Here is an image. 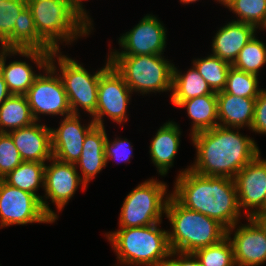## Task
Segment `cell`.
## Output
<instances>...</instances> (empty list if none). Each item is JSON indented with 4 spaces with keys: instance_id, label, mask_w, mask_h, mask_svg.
<instances>
[{
    "instance_id": "obj_14",
    "label": "cell",
    "mask_w": 266,
    "mask_h": 266,
    "mask_svg": "<svg viewBox=\"0 0 266 266\" xmlns=\"http://www.w3.org/2000/svg\"><path fill=\"white\" fill-rule=\"evenodd\" d=\"M52 52L43 50H8L2 48L0 51V70L9 92L14 95H25L33 85L38 74L35 75L33 70H31V66L26 62L13 61L9 65H6L7 55L21 54L22 56L31 58L40 69H45L49 64V58Z\"/></svg>"
},
{
    "instance_id": "obj_23",
    "label": "cell",
    "mask_w": 266,
    "mask_h": 266,
    "mask_svg": "<svg viewBox=\"0 0 266 266\" xmlns=\"http://www.w3.org/2000/svg\"><path fill=\"white\" fill-rule=\"evenodd\" d=\"M45 166L44 162L23 161L2 179L13 187L34 194L41 201L43 210L46 214L55 221L57 219V215L49 208L47 201H44L42 197L36 195L35 192L41 182L42 186H44Z\"/></svg>"
},
{
    "instance_id": "obj_25",
    "label": "cell",
    "mask_w": 266,
    "mask_h": 266,
    "mask_svg": "<svg viewBox=\"0 0 266 266\" xmlns=\"http://www.w3.org/2000/svg\"><path fill=\"white\" fill-rule=\"evenodd\" d=\"M204 95H217V93L211 90L195 66L184 75L173 67L171 102L174 105L177 106L182 101Z\"/></svg>"
},
{
    "instance_id": "obj_15",
    "label": "cell",
    "mask_w": 266,
    "mask_h": 266,
    "mask_svg": "<svg viewBox=\"0 0 266 266\" xmlns=\"http://www.w3.org/2000/svg\"><path fill=\"white\" fill-rule=\"evenodd\" d=\"M79 115L65 116L60 127L51 129L53 157L59 161L76 164L79 160L86 135L96 126L92 120L82 127Z\"/></svg>"
},
{
    "instance_id": "obj_2",
    "label": "cell",
    "mask_w": 266,
    "mask_h": 266,
    "mask_svg": "<svg viewBox=\"0 0 266 266\" xmlns=\"http://www.w3.org/2000/svg\"><path fill=\"white\" fill-rule=\"evenodd\" d=\"M191 137L197 150V159L190 169L202 176L234 178L260 154L257 144L250 137L219 125Z\"/></svg>"
},
{
    "instance_id": "obj_1",
    "label": "cell",
    "mask_w": 266,
    "mask_h": 266,
    "mask_svg": "<svg viewBox=\"0 0 266 266\" xmlns=\"http://www.w3.org/2000/svg\"><path fill=\"white\" fill-rule=\"evenodd\" d=\"M171 194L182 206L222 224L230 235L241 214L236 185L226 176H202L190 168L180 172Z\"/></svg>"
},
{
    "instance_id": "obj_42",
    "label": "cell",
    "mask_w": 266,
    "mask_h": 266,
    "mask_svg": "<svg viewBox=\"0 0 266 266\" xmlns=\"http://www.w3.org/2000/svg\"><path fill=\"white\" fill-rule=\"evenodd\" d=\"M264 213H266V194H265V197H264Z\"/></svg>"
},
{
    "instance_id": "obj_36",
    "label": "cell",
    "mask_w": 266,
    "mask_h": 266,
    "mask_svg": "<svg viewBox=\"0 0 266 266\" xmlns=\"http://www.w3.org/2000/svg\"><path fill=\"white\" fill-rule=\"evenodd\" d=\"M251 130L266 134V90H262L255 100Z\"/></svg>"
},
{
    "instance_id": "obj_12",
    "label": "cell",
    "mask_w": 266,
    "mask_h": 266,
    "mask_svg": "<svg viewBox=\"0 0 266 266\" xmlns=\"http://www.w3.org/2000/svg\"><path fill=\"white\" fill-rule=\"evenodd\" d=\"M119 43L124 51L110 55H161L166 46V31L154 15H146L130 32L121 36Z\"/></svg>"
},
{
    "instance_id": "obj_13",
    "label": "cell",
    "mask_w": 266,
    "mask_h": 266,
    "mask_svg": "<svg viewBox=\"0 0 266 266\" xmlns=\"http://www.w3.org/2000/svg\"><path fill=\"white\" fill-rule=\"evenodd\" d=\"M238 195L239 207L249 208L247 217L256 213H264V197L266 194V160L260 154L244 166L233 178ZM256 208V210L254 209Z\"/></svg>"
},
{
    "instance_id": "obj_24",
    "label": "cell",
    "mask_w": 266,
    "mask_h": 266,
    "mask_svg": "<svg viewBox=\"0 0 266 266\" xmlns=\"http://www.w3.org/2000/svg\"><path fill=\"white\" fill-rule=\"evenodd\" d=\"M178 107H187V114L193 120L191 135L218 126L217 95H204L180 102Z\"/></svg>"
},
{
    "instance_id": "obj_34",
    "label": "cell",
    "mask_w": 266,
    "mask_h": 266,
    "mask_svg": "<svg viewBox=\"0 0 266 266\" xmlns=\"http://www.w3.org/2000/svg\"><path fill=\"white\" fill-rule=\"evenodd\" d=\"M23 162L8 133H0V179Z\"/></svg>"
},
{
    "instance_id": "obj_21",
    "label": "cell",
    "mask_w": 266,
    "mask_h": 266,
    "mask_svg": "<svg viewBox=\"0 0 266 266\" xmlns=\"http://www.w3.org/2000/svg\"><path fill=\"white\" fill-rule=\"evenodd\" d=\"M104 126H95L85 137L83 149L76 165H80L82 181L87 183L106 166L105 142L107 134Z\"/></svg>"
},
{
    "instance_id": "obj_7",
    "label": "cell",
    "mask_w": 266,
    "mask_h": 266,
    "mask_svg": "<svg viewBox=\"0 0 266 266\" xmlns=\"http://www.w3.org/2000/svg\"><path fill=\"white\" fill-rule=\"evenodd\" d=\"M166 188L165 183L151 179L133 189L124 199L119 219L120 228L161 223L162 213H165L170 197L168 195L163 199Z\"/></svg>"
},
{
    "instance_id": "obj_16",
    "label": "cell",
    "mask_w": 266,
    "mask_h": 266,
    "mask_svg": "<svg viewBox=\"0 0 266 266\" xmlns=\"http://www.w3.org/2000/svg\"><path fill=\"white\" fill-rule=\"evenodd\" d=\"M53 162L45 166L44 189L48 198L61 210L74 195L80 184L86 188L79 176L76 165L52 158Z\"/></svg>"
},
{
    "instance_id": "obj_3",
    "label": "cell",
    "mask_w": 266,
    "mask_h": 266,
    "mask_svg": "<svg viewBox=\"0 0 266 266\" xmlns=\"http://www.w3.org/2000/svg\"><path fill=\"white\" fill-rule=\"evenodd\" d=\"M165 214L172 225L168 234L171 251L194 253L216 244L227 236V229L218 221L182 206L171 194Z\"/></svg>"
},
{
    "instance_id": "obj_39",
    "label": "cell",
    "mask_w": 266,
    "mask_h": 266,
    "mask_svg": "<svg viewBox=\"0 0 266 266\" xmlns=\"http://www.w3.org/2000/svg\"><path fill=\"white\" fill-rule=\"evenodd\" d=\"M252 218L259 224L266 235V213H256Z\"/></svg>"
},
{
    "instance_id": "obj_5",
    "label": "cell",
    "mask_w": 266,
    "mask_h": 266,
    "mask_svg": "<svg viewBox=\"0 0 266 266\" xmlns=\"http://www.w3.org/2000/svg\"><path fill=\"white\" fill-rule=\"evenodd\" d=\"M159 223L143 227L120 228L109 233L117 258L121 263L132 265L164 266L171 249L168 232L157 228Z\"/></svg>"
},
{
    "instance_id": "obj_33",
    "label": "cell",
    "mask_w": 266,
    "mask_h": 266,
    "mask_svg": "<svg viewBox=\"0 0 266 266\" xmlns=\"http://www.w3.org/2000/svg\"><path fill=\"white\" fill-rule=\"evenodd\" d=\"M194 254L203 266H235L233 246L228 236L216 244L196 250Z\"/></svg>"
},
{
    "instance_id": "obj_38",
    "label": "cell",
    "mask_w": 266,
    "mask_h": 266,
    "mask_svg": "<svg viewBox=\"0 0 266 266\" xmlns=\"http://www.w3.org/2000/svg\"><path fill=\"white\" fill-rule=\"evenodd\" d=\"M11 95L7 88V84L4 81V77L0 70V106L5 102V100Z\"/></svg>"
},
{
    "instance_id": "obj_4",
    "label": "cell",
    "mask_w": 266,
    "mask_h": 266,
    "mask_svg": "<svg viewBox=\"0 0 266 266\" xmlns=\"http://www.w3.org/2000/svg\"><path fill=\"white\" fill-rule=\"evenodd\" d=\"M27 6L38 35L54 51L59 52V40L70 42L90 32L91 20L70 0H27Z\"/></svg>"
},
{
    "instance_id": "obj_26",
    "label": "cell",
    "mask_w": 266,
    "mask_h": 266,
    "mask_svg": "<svg viewBox=\"0 0 266 266\" xmlns=\"http://www.w3.org/2000/svg\"><path fill=\"white\" fill-rule=\"evenodd\" d=\"M34 122L25 95L11 94L0 106V133H7V127L13 131L30 126Z\"/></svg>"
},
{
    "instance_id": "obj_22",
    "label": "cell",
    "mask_w": 266,
    "mask_h": 266,
    "mask_svg": "<svg viewBox=\"0 0 266 266\" xmlns=\"http://www.w3.org/2000/svg\"><path fill=\"white\" fill-rule=\"evenodd\" d=\"M180 130L174 122H166L157 131L150 145L151 160L161 175H166L172 166L180 144Z\"/></svg>"
},
{
    "instance_id": "obj_8",
    "label": "cell",
    "mask_w": 266,
    "mask_h": 266,
    "mask_svg": "<svg viewBox=\"0 0 266 266\" xmlns=\"http://www.w3.org/2000/svg\"><path fill=\"white\" fill-rule=\"evenodd\" d=\"M57 57L61 69L60 72L62 73L60 78L67 94L72 114L78 115L77 107L81 106L93 116L97 107L100 74L110 65L109 58L104 68L91 75L71 58L61 54Z\"/></svg>"
},
{
    "instance_id": "obj_9",
    "label": "cell",
    "mask_w": 266,
    "mask_h": 266,
    "mask_svg": "<svg viewBox=\"0 0 266 266\" xmlns=\"http://www.w3.org/2000/svg\"><path fill=\"white\" fill-rule=\"evenodd\" d=\"M58 51L50 54L49 64L45 68L46 75H38L33 85L25 94L34 120L37 122L38 113L48 115H72L67 94L62 80L56 73V66L53 64V57L57 56ZM48 73V74H47Z\"/></svg>"
},
{
    "instance_id": "obj_27",
    "label": "cell",
    "mask_w": 266,
    "mask_h": 266,
    "mask_svg": "<svg viewBox=\"0 0 266 266\" xmlns=\"http://www.w3.org/2000/svg\"><path fill=\"white\" fill-rule=\"evenodd\" d=\"M13 50L54 51L39 35L30 9L19 14L13 30Z\"/></svg>"
},
{
    "instance_id": "obj_10",
    "label": "cell",
    "mask_w": 266,
    "mask_h": 266,
    "mask_svg": "<svg viewBox=\"0 0 266 266\" xmlns=\"http://www.w3.org/2000/svg\"><path fill=\"white\" fill-rule=\"evenodd\" d=\"M54 222L43 210L41 201L29 192L0 179V227L14 224Z\"/></svg>"
},
{
    "instance_id": "obj_43",
    "label": "cell",
    "mask_w": 266,
    "mask_h": 266,
    "mask_svg": "<svg viewBox=\"0 0 266 266\" xmlns=\"http://www.w3.org/2000/svg\"><path fill=\"white\" fill-rule=\"evenodd\" d=\"M217 1H219V2H221L223 4L227 0H217Z\"/></svg>"
},
{
    "instance_id": "obj_20",
    "label": "cell",
    "mask_w": 266,
    "mask_h": 266,
    "mask_svg": "<svg viewBox=\"0 0 266 266\" xmlns=\"http://www.w3.org/2000/svg\"><path fill=\"white\" fill-rule=\"evenodd\" d=\"M256 98L238 97L224 91L217 93L219 126L241 128L252 126ZM221 122H223L221 124Z\"/></svg>"
},
{
    "instance_id": "obj_19",
    "label": "cell",
    "mask_w": 266,
    "mask_h": 266,
    "mask_svg": "<svg viewBox=\"0 0 266 266\" xmlns=\"http://www.w3.org/2000/svg\"><path fill=\"white\" fill-rule=\"evenodd\" d=\"M256 27L238 21L228 22L217 31L213 39V55L218 56L231 65L239 52L255 36Z\"/></svg>"
},
{
    "instance_id": "obj_17",
    "label": "cell",
    "mask_w": 266,
    "mask_h": 266,
    "mask_svg": "<svg viewBox=\"0 0 266 266\" xmlns=\"http://www.w3.org/2000/svg\"><path fill=\"white\" fill-rule=\"evenodd\" d=\"M248 225L241 226L234 233L233 246L235 265L258 266L266 261V235L259 224L252 218H247Z\"/></svg>"
},
{
    "instance_id": "obj_41",
    "label": "cell",
    "mask_w": 266,
    "mask_h": 266,
    "mask_svg": "<svg viewBox=\"0 0 266 266\" xmlns=\"http://www.w3.org/2000/svg\"><path fill=\"white\" fill-rule=\"evenodd\" d=\"M180 1L183 2V3L188 4V3L196 2L198 0H180Z\"/></svg>"
},
{
    "instance_id": "obj_6",
    "label": "cell",
    "mask_w": 266,
    "mask_h": 266,
    "mask_svg": "<svg viewBox=\"0 0 266 266\" xmlns=\"http://www.w3.org/2000/svg\"><path fill=\"white\" fill-rule=\"evenodd\" d=\"M109 60L132 92L172 90L174 65L161 55H110Z\"/></svg>"
},
{
    "instance_id": "obj_40",
    "label": "cell",
    "mask_w": 266,
    "mask_h": 266,
    "mask_svg": "<svg viewBox=\"0 0 266 266\" xmlns=\"http://www.w3.org/2000/svg\"><path fill=\"white\" fill-rule=\"evenodd\" d=\"M88 19V15L86 14L85 9L82 7V0H70ZM85 11V12H84Z\"/></svg>"
},
{
    "instance_id": "obj_29",
    "label": "cell",
    "mask_w": 266,
    "mask_h": 266,
    "mask_svg": "<svg viewBox=\"0 0 266 266\" xmlns=\"http://www.w3.org/2000/svg\"><path fill=\"white\" fill-rule=\"evenodd\" d=\"M27 6V0L0 2V42L3 49L13 50V30L16 20Z\"/></svg>"
},
{
    "instance_id": "obj_30",
    "label": "cell",
    "mask_w": 266,
    "mask_h": 266,
    "mask_svg": "<svg viewBox=\"0 0 266 266\" xmlns=\"http://www.w3.org/2000/svg\"><path fill=\"white\" fill-rule=\"evenodd\" d=\"M235 12L240 19L238 22L251 24L256 28L265 26L266 0H227L223 3Z\"/></svg>"
},
{
    "instance_id": "obj_35",
    "label": "cell",
    "mask_w": 266,
    "mask_h": 266,
    "mask_svg": "<svg viewBox=\"0 0 266 266\" xmlns=\"http://www.w3.org/2000/svg\"><path fill=\"white\" fill-rule=\"evenodd\" d=\"M110 144L109 139L107 137L105 142V158L106 162L109 159H116L117 161H128L132 155V146L127 139L119 140L115 139L114 142Z\"/></svg>"
},
{
    "instance_id": "obj_18",
    "label": "cell",
    "mask_w": 266,
    "mask_h": 266,
    "mask_svg": "<svg viewBox=\"0 0 266 266\" xmlns=\"http://www.w3.org/2000/svg\"><path fill=\"white\" fill-rule=\"evenodd\" d=\"M23 161L45 162L52 161L51 128L36 124L7 132Z\"/></svg>"
},
{
    "instance_id": "obj_32",
    "label": "cell",
    "mask_w": 266,
    "mask_h": 266,
    "mask_svg": "<svg viewBox=\"0 0 266 266\" xmlns=\"http://www.w3.org/2000/svg\"><path fill=\"white\" fill-rule=\"evenodd\" d=\"M224 92L238 97L257 98L261 90H258V78L239 69L230 67Z\"/></svg>"
},
{
    "instance_id": "obj_37",
    "label": "cell",
    "mask_w": 266,
    "mask_h": 266,
    "mask_svg": "<svg viewBox=\"0 0 266 266\" xmlns=\"http://www.w3.org/2000/svg\"><path fill=\"white\" fill-rule=\"evenodd\" d=\"M178 255L180 259L167 260L164 266H203L194 253L171 251L170 256Z\"/></svg>"
},
{
    "instance_id": "obj_28",
    "label": "cell",
    "mask_w": 266,
    "mask_h": 266,
    "mask_svg": "<svg viewBox=\"0 0 266 266\" xmlns=\"http://www.w3.org/2000/svg\"><path fill=\"white\" fill-rule=\"evenodd\" d=\"M193 66H195L213 92L218 93L223 91L228 72L232 66L230 63L211 54L205 59L194 60Z\"/></svg>"
},
{
    "instance_id": "obj_31",
    "label": "cell",
    "mask_w": 266,
    "mask_h": 266,
    "mask_svg": "<svg viewBox=\"0 0 266 266\" xmlns=\"http://www.w3.org/2000/svg\"><path fill=\"white\" fill-rule=\"evenodd\" d=\"M266 63V46L255 36L239 52L232 66L258 76L260 67Z\"/></svg>"
},
{
    "instance_id": "obj_11",
    "label": "cell",
    "mask_w": 266,
    "mask_h": 266,
    "mask_svg": "<svg viewBox=\"0 0 266 266\" xmlns=\"http://www.w3.org/2000/svg\"><path fill=\"white\" fill-rule=\"evenodd\" d=\"M131 89L123 77L110 64L100 74L98 84L97 107L92 119L96 126H104L102 117L108 115L113 121H127L126 108L130 100ZM125 119V120H124Z\"/></svg>"
}]
</instances>
